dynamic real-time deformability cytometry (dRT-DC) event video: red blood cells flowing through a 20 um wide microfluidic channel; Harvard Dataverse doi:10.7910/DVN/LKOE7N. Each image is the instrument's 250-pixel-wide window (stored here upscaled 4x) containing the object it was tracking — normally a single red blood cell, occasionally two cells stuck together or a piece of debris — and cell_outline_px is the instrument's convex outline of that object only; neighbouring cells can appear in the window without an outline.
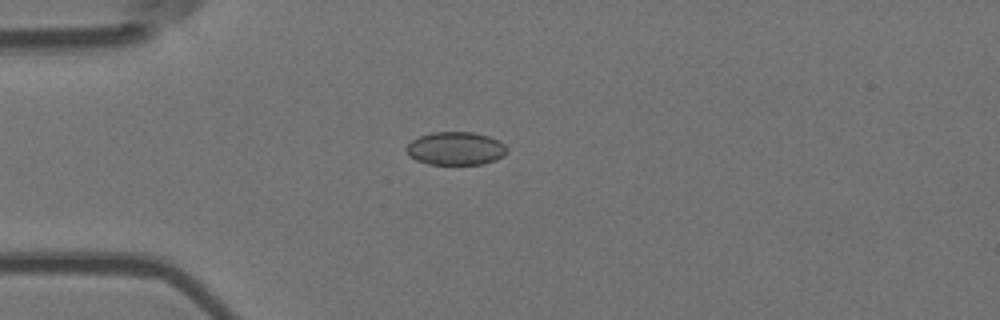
{"species": "Egyptian fruit bat (a non-hibernating species)", "species_latin": "Rousettus aegyptiacus", "temperature_condition": "room temperature", "stored_images_in_passage": 54, "camera_frame_rate_fps": 3000, "um_per_image_px": 0.085, "animal": {"sex": "female"}, "frame": {"image": 1, "passage_image": 14, "time_ms": 4.333, "image_size_px": [1000, 320], "cell_outline_px": [[508, 152], [504, 156], [496, 160], [484, 164], [428, 164], [416, 160], [404, 148], [412, 140], [420, 136], [432, 132], [472, 132], [488, 136], [500, 140], [508, 148]], "centroid_in_image_um": [38.78, 12.62], "position_along_channel_um": 46.2, "area_um2": 19.54}}
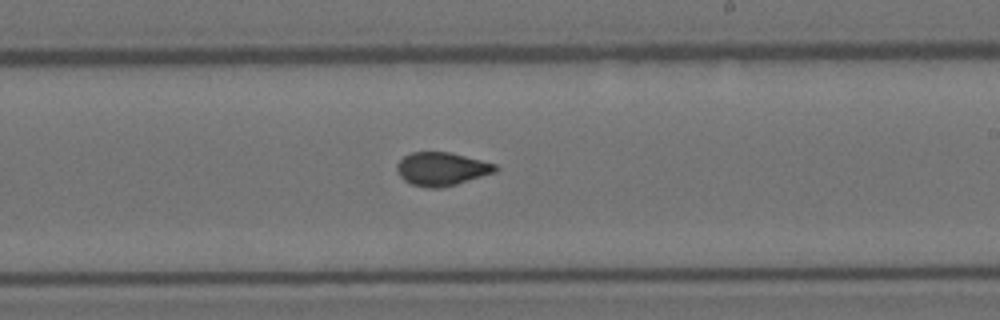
{"frame": {"image": 2, "passage_image": 32, "time_ms": 10.333, "image_size_px": [1000, 320], "cell_outline_px": [[500, 168], [496, 172], [456, 184], [440, 188], [428, 188], [412, 184], [404, 180], [400, 176], [396, 168], [396, 164], [404, 156], [412, 152], [448, 152], [496, 164]], "centroid_in_image_um": [37.54, 14.36], "position_along_channel_um": 251.5, "area_um2": 19.02}}
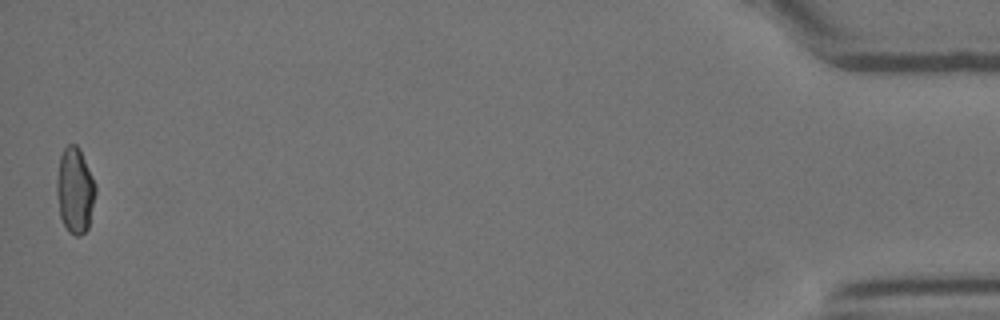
{"frame": {"image": 3, "passage_image": 54, "time_ms": 17.667, "image_size_px": [1000, 320], "cell_outline_px": [[96, 192], [88, 228], [80, 236], [76, 236], [68, 232], [60, 216], [56, 192], [56, 180], [60, 156], [64, 148], [68, 144], [76, 144], [80, 148], [96, 184]], "centroid_in_image_um": [6.37, 16.17], "position_along_channel_um": 428.8, "area_um2": 19.54}, "authors_computed_cell_mechanics": {"area_um2": 19.3341, "velocity_mm_per_s": 3.6954, "shape_relaxation_time_tau1_ms": null, "shape_relaxation_time_tau2_ms": 1.6786, "deformation_change_tau1": null, "deformation_change_tau2": 0.0569}}